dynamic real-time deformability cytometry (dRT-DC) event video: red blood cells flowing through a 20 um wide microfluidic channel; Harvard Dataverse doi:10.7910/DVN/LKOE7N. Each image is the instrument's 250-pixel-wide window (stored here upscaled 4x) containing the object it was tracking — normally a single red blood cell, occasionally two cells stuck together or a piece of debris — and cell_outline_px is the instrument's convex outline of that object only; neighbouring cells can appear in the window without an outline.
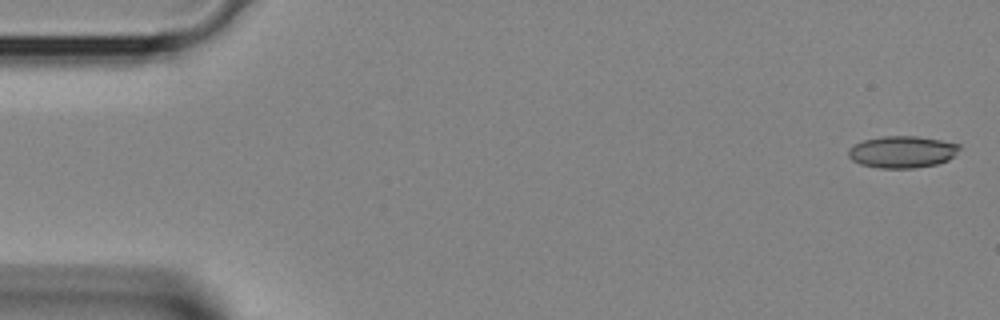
{"species": "Egyptian fruit bat (a non-hibernating species)", "species_latin": "Rousettus aegyptiacus", "temperature_condition": "room temperature", "stored_images_in_passage": 6, "camera_frame_rate_fps": 3000, "um_per_image_px": 0.085, "animal": {"sex": "female"}, "frame": {"image": 1, "passage_image": 1, "time_ms": 0.0, "image_size_px": [1000, 320], "cell_outline_px": [[960, 148], [948, 160], [936, 164], [916, 168], [880, 168], [860, 164], [852, 160], [848, 156], [848, 148], [852, 144], [864, 140], [884, 136], [916, 136], [940, 140], [960, 144]], "centroid_in_image_um": [76.65, 12.91], "position_along_channel_um": 8.4, "area_um2": 20.63}}